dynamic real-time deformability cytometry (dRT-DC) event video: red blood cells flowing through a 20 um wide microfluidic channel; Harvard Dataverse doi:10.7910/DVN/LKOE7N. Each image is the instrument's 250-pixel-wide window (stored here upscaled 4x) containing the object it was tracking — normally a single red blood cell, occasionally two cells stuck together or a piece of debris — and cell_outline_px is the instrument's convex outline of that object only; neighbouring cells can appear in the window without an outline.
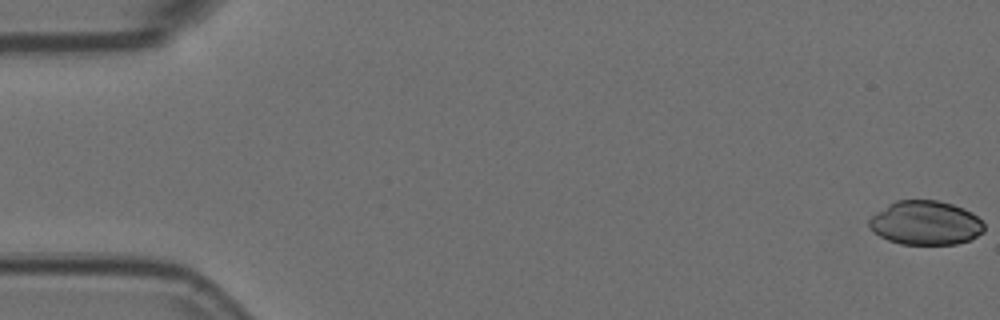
{"species": "Egyptian fruit bat (a non-hibernating species)", "species_latin": "Rousettus aegyptiacus", "temperature_condition": "room temperature", "stored_images_in_passage": 45, "camera_frame_rate_fps": 3000, "um_per_image_px": 0.085, "animal": {"sex": "female"}, "frame": {"image": 1, "passage_image": 1, "time_ms": 0.0, "image_size_px": [1000, 320], "cell_outline_px": [[984, 232], [972, 240], [956, 244], [900, 244], [888, 240], [880, 236], [868, 224], [868, 220], [876, 212], [888, 204], [896, 200], [940, 200], [964, 208], [972, 212], [984, 224]], "centroid_in_image_um": [78.7, 18.94], "position_along_channel_um": 6.3, "area_um2": 29.65}}
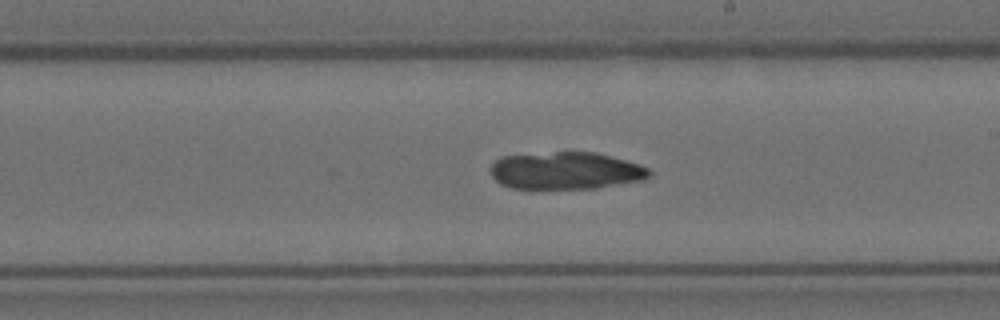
{"frame": {"image": 2, "passage_image": 32, "time_ms": 10.333, "image_size_px": [1000, 320], "cell_outline_px": [[652, 176], [644, 180], [596, 188], [512, 188], [500, 184], [492, 176], [492, 164], [500, 156], [556, 152], [596, 152], [640, 164], [648, 168], [652, 172]], "centroid_in_image_um": [48.14, 14.5], "position_along_channel_um": 240.9, "area_um2": 34.51}}
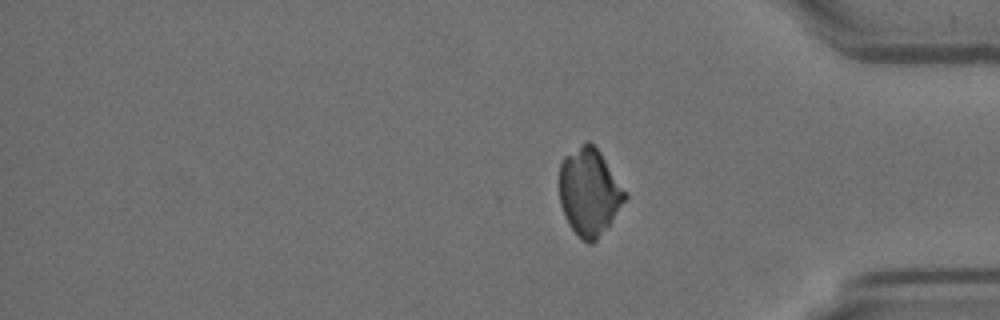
{"frame": {"image": 3, "passage_image": 45, "time_ms": 14.667, "image_size_px": [1000, 320], "cell_outline_px": [[628, 196], [608, 224], [596, 240], [592, 244], [588, 244], [572, 228], [564, 216], [560, 204], [560, 164], [564, 156], [588, 140], [600, 152], [628, 192]], "centroid_in_image_um": [50.09, 16.29], "position_along_channel_um": 385.1, "area_um2": 32.95}}